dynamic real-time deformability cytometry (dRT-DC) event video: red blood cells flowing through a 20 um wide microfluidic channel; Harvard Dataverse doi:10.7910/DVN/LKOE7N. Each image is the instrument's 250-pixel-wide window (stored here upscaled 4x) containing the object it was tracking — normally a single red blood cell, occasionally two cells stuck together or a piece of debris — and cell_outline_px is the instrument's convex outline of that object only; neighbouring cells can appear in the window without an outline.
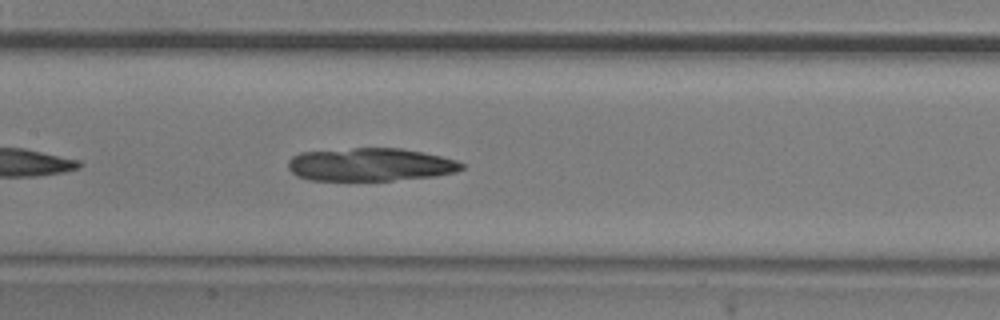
{"species": "common noctule bat (a hibernating species)", "species_latin": "Nyctalus noctula", "temperature_condition": "room temperature", "stored_images_in_passage": 21, "camera_frame_rate_fps": 3000, "um_per_image_px": 0.085, "animal": {"sex": "male", "body_mass_g": 20.5, "forearm_length_mm": 52.5}, "frame": {"image": 1, "passage_image": 11, "time_ms": 3.333, "image_size_px": [1000, 320], "cell_outline_px": [[464, 168], [456, 172], [436, 176], [392, 180], [308, 180], [296, 176], [288, 168], [288, 160], [292, 156], [300, 152], [352, 148], [400, 148], [440, 156], [456, 160], [464, 164]], "centroid_in_image_um": [31.45, 13.99], "position_along_channel_um": 175.9, "area_um2": 33.47}}
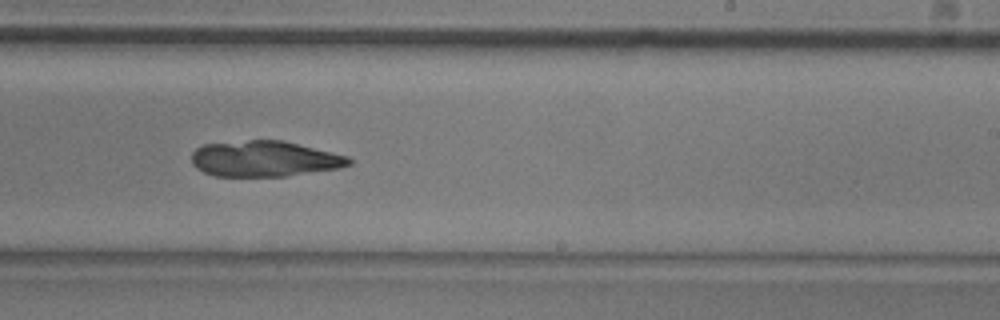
{"frame": {"image": 2, "passage_image": 18, "time_ms": 5.667, "image_size_px": [1000, 320], "cell_outline_px": [[352, 164], [340, 168], [288, 176], [216, 176], [204, 172], [196, 168], [192, 164], [192, 152], [196, 148], [204, 144], [248, 140], [284, 140], [348, 156], [352, 160]], "centroid_in_image_um": [22.49, 13.49], "position_along_channel_um": 266.5, "area_um2": 32.95}}